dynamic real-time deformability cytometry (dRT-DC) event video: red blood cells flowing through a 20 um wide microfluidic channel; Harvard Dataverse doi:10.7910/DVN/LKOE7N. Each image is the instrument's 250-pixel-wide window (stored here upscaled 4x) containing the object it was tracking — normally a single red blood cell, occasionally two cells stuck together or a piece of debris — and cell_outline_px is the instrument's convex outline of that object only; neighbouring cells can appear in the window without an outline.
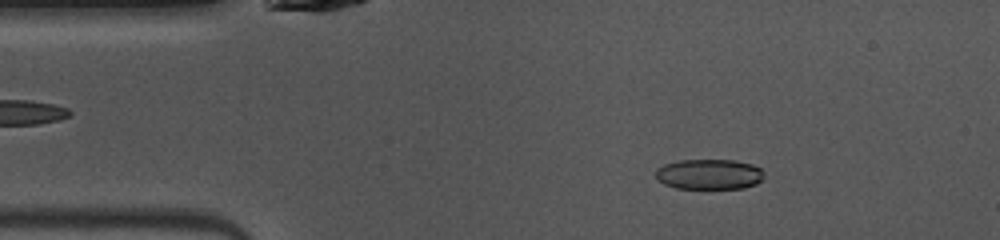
{"species": "common noctule bat (a hibernating species)", "species_latin": "Nyctalus noctula", "temperature_condition": "warm", "stored_images_in_passage": 25, "camera_frame_rate_fps": 3000, "um_per_image_px": 0.085, "animal": {"sex": "female", "body_mass_g": 10.0, "forearm_length_mm": 53.1}, "frame": {"image": 1, "passage_image": 4, "time_ms": 1.0, "image_size_px": [1000, 240], "cell_outline_px": [[764, 176], [756, 184], [744, 188], [676, 188], [664, 184], [656, 180], [656, 168], [664, 164], [680, 160], [732, 160], [752, 164], [760, 168], [764, 172]], "centroid_in_image_um": [60.26, 14.81], "position_along_channel_um": 24.7, "area_um2": 19.19}}
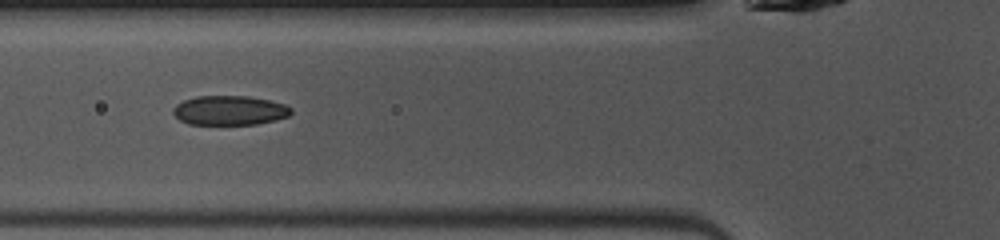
{"frame": {"image": 2, "passage_image": 13, "time_ms": 4.0, "image_size_px": [1000, 240], "cell_outline_px": [[292, 112], [288, 116], [276, 120], [256, 124], [188, 124], [180, 120], [172, 112], [172, 108], [176, 104], [184, 100], [196, 96], [248, 96], [268, 100], [284, 104], [292, 108]], "centroid_in_image_um": [19.5, 9.38], "position_along_channel_um": 106.3, "area_um2": 20.23}}
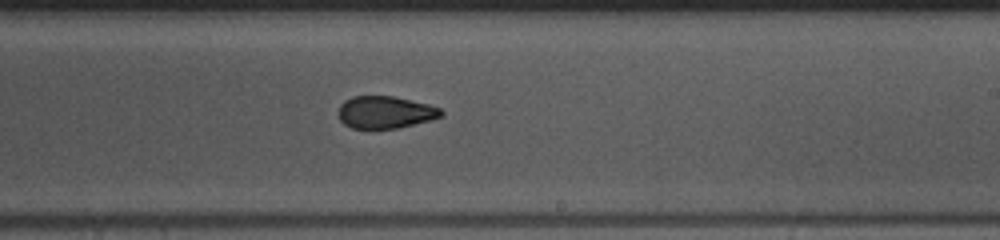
{"frame": {"image": 3, "passage_image": 24, "time_ms": 7.667, "image_size_px": [1000, 240], "cell_outline_px": [[444, 116], [432, 120], [400, 128], [352, 128], [344, 124], [340, 120], [340, 104], [344, 100], [352, 96], [392, 96], [428, 104], [440, 108], [444, 112]], "centroid_in_image_um": [32.79, 9.54], "position_along_channel_um": 256.2, "area_um2": 19.36}}